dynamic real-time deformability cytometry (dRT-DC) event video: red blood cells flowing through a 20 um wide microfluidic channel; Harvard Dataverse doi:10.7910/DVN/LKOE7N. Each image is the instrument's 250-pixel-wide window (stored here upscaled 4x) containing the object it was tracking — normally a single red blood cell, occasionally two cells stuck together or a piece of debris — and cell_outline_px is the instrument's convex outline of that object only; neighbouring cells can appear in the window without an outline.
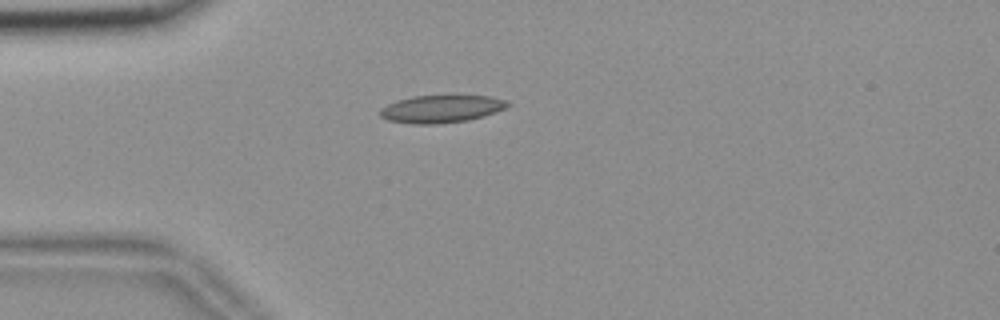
{"species": "common noctule bat (a hibernating species)", "species_latin": "Nyctalus noctula", "temperature_condition": "room temperature", "stored_images_in_passage": 41, "camera_frame_rate_fps": 3000, "um_per_image_px": 0.085, "animal": {"sex": "female", "body_mass_g": 18.4}, "frame": {"image": 1, "passage_image": 1, "time_ms": 0.0, "image_size_px": [1000, 320], "cell_outline_px": [[512, 104], [496, 112], [484, 116], [468, 120], [440, 124], [412, 124], [388, 120], [380, 116], [380, 108], [396, 100], [412, 96], [448, 92], [452, 92], [488, 96], [504, 100]], "centroid_in_image_um": [37.52, 9.2], "position_along_channel_um": 47.5, "area_um2": 21.62}}
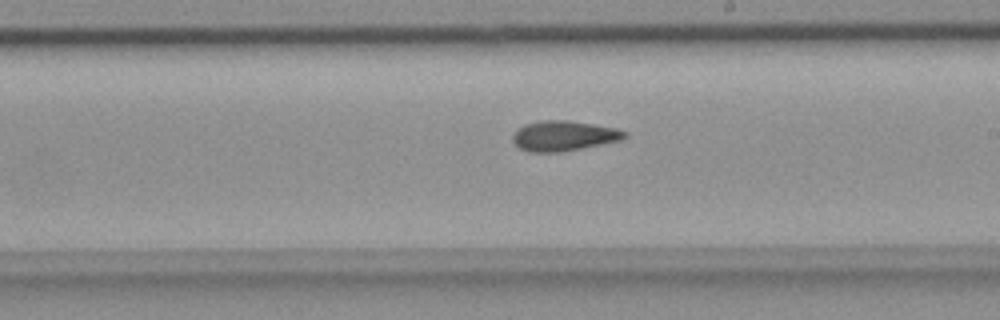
{"frame": {"image": 2, "passage_image": 18, "time_ms": 5.667, "image_size_px": [1000, 320], "cell_outline_px": [[628, 136], [620, 140], [560, 152], [532, 152], [520, 148], [512, 140], [512, 136], [516, 128], [524, 124], [540, 120], [568, 120], [616, 128], [628, 132]], "centroid_in_image_um": [47.89, 11.53], "position_along_channel_um": 241.1, "area_um2": 19.59}}
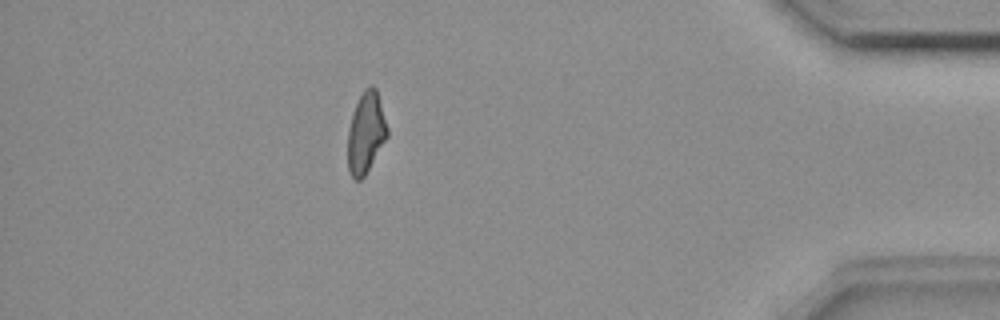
{"frame": {"image": 3, "passage_image": 35, "time_ms": 11.333, "image_size_px": [1000, 320], "cell_outline_px": [[388, 136], [364, 176], [360, 180], [356, 180], [352, 176], [348, 168], [348, 128], [356, 104], [364, 88], [368, 84], [372, 84], [376, 88], [388, 128]], "centroid_in_image_um": [31.11, 11.25], "position_along_channel_um": 404.1, "area_um2": 18.5}, "authors_computed_cell_mechanics": {"area_um2": 19.074, "velocity_mm_per_s": 3.683, "shape_relaxation_time_tau1_ms": null, "shape_relaxation_time_tau2_ms": 4.7495, "deformation_change_tau1": null, "deformation_change_tau2": 0.1206}}